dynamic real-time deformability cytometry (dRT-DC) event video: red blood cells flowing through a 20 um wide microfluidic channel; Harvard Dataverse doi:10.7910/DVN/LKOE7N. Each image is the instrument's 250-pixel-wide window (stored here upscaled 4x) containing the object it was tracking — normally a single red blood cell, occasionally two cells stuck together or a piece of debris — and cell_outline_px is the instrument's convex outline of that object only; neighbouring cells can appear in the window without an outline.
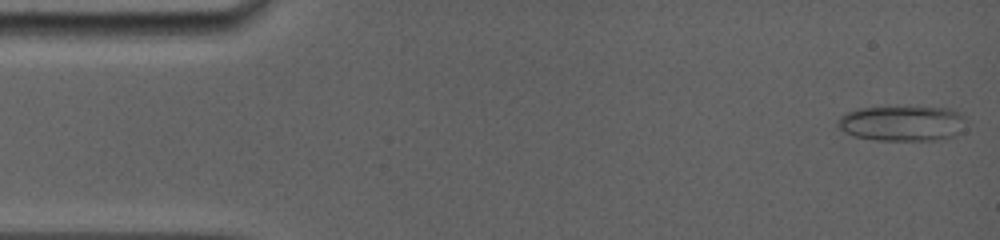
{"species": "common noctule bat (a hibernating species)", "species_latin": "Nyctalus noctula", "temperature_condition": "room temperature", "stored_images_in_passage": 77, "camera_frame_rate_fps": 5000, "um_per_image_px": 0.085, "animal": {"sex": "female", "body_mass_g": 19.0, "forearm_length_mm": 56.7}, "frame": {"image": 1, "passage_image": 2, "time_ms": 0.2, "image_size_px": [1000, 240], "cell_outline_px": [[964, 116], [960, 132], [956, 136], [936, 140], [876, 140], [852, 136], [844, 132], [836, 124], [836, 120], [844, 112], [856, 108], [948, 108], [960, 112]], "centroid_in_image_um": [76.62, 10.5], "position_along_channel_um": 8.4, "area_um2": 26.3}}
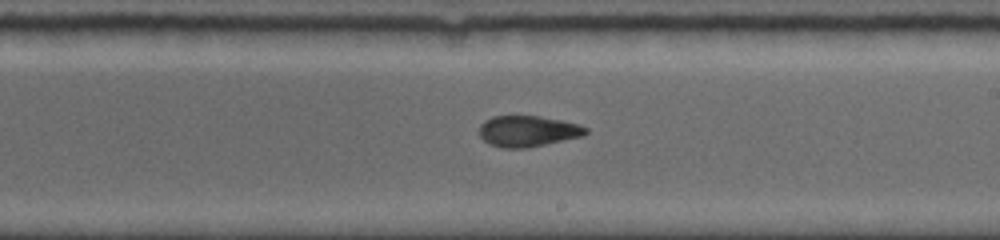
{"frame": {"image": 2, "passage_image": 46, "time_ms": 9.2, "image_size_px": [1000, 240], "cell_outline_px": [[588, 132], [584, 136], [528, 148], [500, 148], [488, 144], [480, 136], [480, 124], [484, 120], [492, 116], [540, 116], [580, 124], [588, 128]], "centroid_in_image_um": [44.87, 11.15], "position_along_channel_um": 244.1, "area_um2": 19.48}}
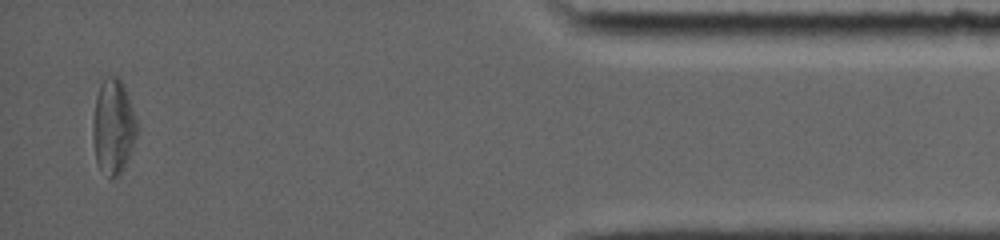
{"frame": {"image": 3, "passage_image": 74, "time_ms": 15.2, "image_size_px": [1000, 240], "cell_outline_px": [[140, 128], [124, 168], [120, 176], [112, 180], [100, 168], [96, 160], [92, 136], [92, 120], [96, 96], [100, 84], [108, 76], [116, 76], [120, 80], [124, 88]], "centroid_in_image_um": [9.63, 10.82], "position_along_channel_um": 425.6, "area_um2": 24.57}, "authors_computed_cell_mechanics": {"area_um2": 20.7502, "velocity_mm_per_s": 3.9067, "shape_relaxation_time_tau1_ms": null, "shape_relaxation_time_tau2_ms": 1.7602, "deformation_change_tau1": null, "deformation_change_tau2": 0.0639}}